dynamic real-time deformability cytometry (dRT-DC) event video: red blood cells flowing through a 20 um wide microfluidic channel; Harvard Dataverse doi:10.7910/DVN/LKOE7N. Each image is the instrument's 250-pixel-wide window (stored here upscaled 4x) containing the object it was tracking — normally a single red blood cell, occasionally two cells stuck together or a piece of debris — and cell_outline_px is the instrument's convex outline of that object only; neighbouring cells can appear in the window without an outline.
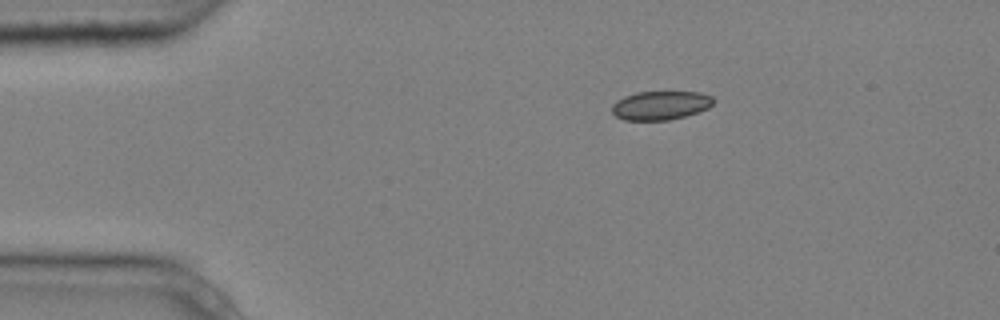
{"species": "common noctule bat (a hibernating species)", "species_latin": "Nyctalus noctula", "temperature_condition": "cold", "stored_images_in_passage": 7, "camera_frame_rate_fps": 3000, "um_per_image_px": 0.085, "animal": {"sex": "male", "body_mass_g": 20.4}, "frame": {"image": 1, "passage_image": 1, "time_ms": 0.0, "image_size_px": [1000, 320], "cell_outline_px": [[716, 100], [708, 108], [684, 116], [668, 120], [624, 120], [616, 116], [612, 112], [612, 104], [616, 100], [624, 96], [636, 92], [700, 92], [712, 96]], "centroid_in_image_um": [56.13, 8.95], "position_along_channel_um": 28.9, "area_um2": 17.05}}
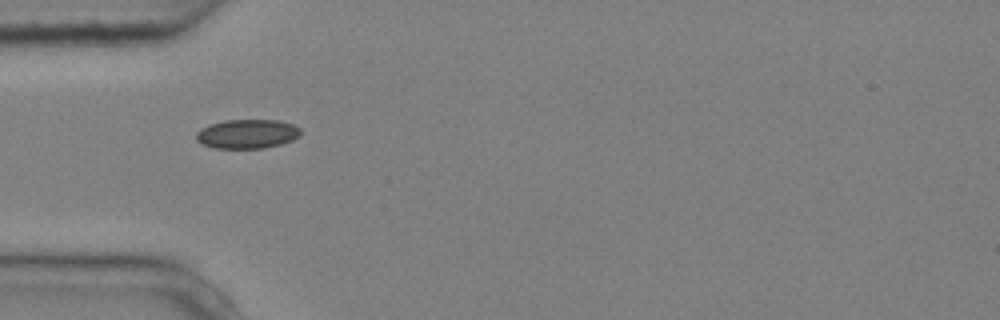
{"frame": {"image": 2, "passage_image": 3, "time_ms": 0.667, "image_size_px": [1000, 320], "cell_outline_px": [[300, 136], [292, 140], [280, 144], [264, 148], [216, 148], [200, 144], [196, 140], [196, 132], [200, 128], [208, 124], [224, 120], [276, 120], [292, 124], [300, 128]], "centroid_in_image_um": [20.97, 11.38], "position_along_channel_um": 64.0, "area_um2": 17.86}}
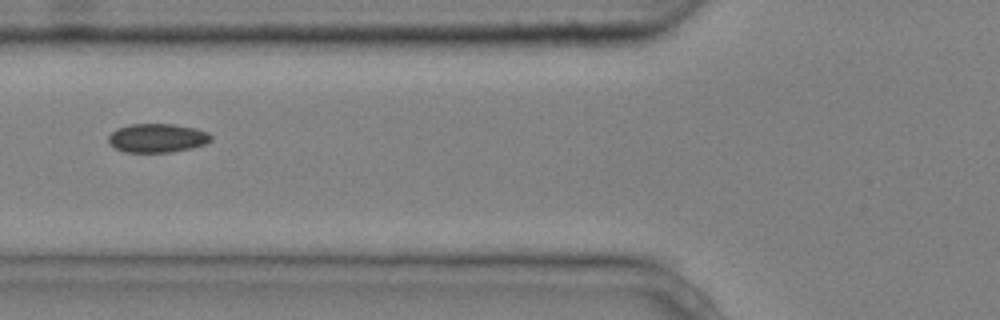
{"frame": {"image": 3, "passage_image": 4, "time_ms": 1.0, "image_size_px": [1000, 320], "cell_outline_px": [[212, 140], [204, 144], [172, 152], [124, 152], [116, 148], [108, 140], [108, 136], [116, 128], [132, 124], [172, 124], [196, 128], [208, 132], [212, 136]], "centroid_in_image_um": [13.37, 11.72], "position_along_channel_um": 112.4, "area_um2": 17.11}}